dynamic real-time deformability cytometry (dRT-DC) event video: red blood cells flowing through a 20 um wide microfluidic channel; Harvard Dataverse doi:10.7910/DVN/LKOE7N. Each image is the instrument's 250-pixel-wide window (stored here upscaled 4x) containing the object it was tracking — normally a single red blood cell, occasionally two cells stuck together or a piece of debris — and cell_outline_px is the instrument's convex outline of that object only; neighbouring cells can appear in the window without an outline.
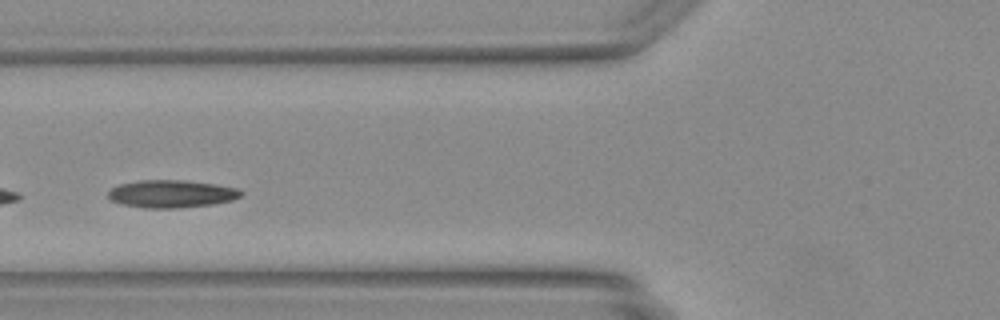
{"species": "Egyptian fruit bat (a non-hibernating species)", "species_latin": "Rousettus aegyptiacus", "temperature_condition": "warm", "stored_images_in_passage": 45, "camera_frame_rate_fps": 3000, "um_per_image_px": 0.085, "animal": {"sex": "female"}, "frame": {"image": 1, "passage_image": 14, "time_ms": 4.333, "image_size_px": [1000, 320], "cell_outline_px": [[244, 192], [240, 196], [232, 200], [212, 204], [180, 208], [144, 208], [120, 204], [112, 200], [108, 196], [108, 192], [112, 188], [120, 184], [140, 180], [184, 180], [216, 184], [236, 188]], "centroid_in_image_um": [14.57, 16.48], "position_along_channel_um": 111.2, "area_um2": 21.39}}